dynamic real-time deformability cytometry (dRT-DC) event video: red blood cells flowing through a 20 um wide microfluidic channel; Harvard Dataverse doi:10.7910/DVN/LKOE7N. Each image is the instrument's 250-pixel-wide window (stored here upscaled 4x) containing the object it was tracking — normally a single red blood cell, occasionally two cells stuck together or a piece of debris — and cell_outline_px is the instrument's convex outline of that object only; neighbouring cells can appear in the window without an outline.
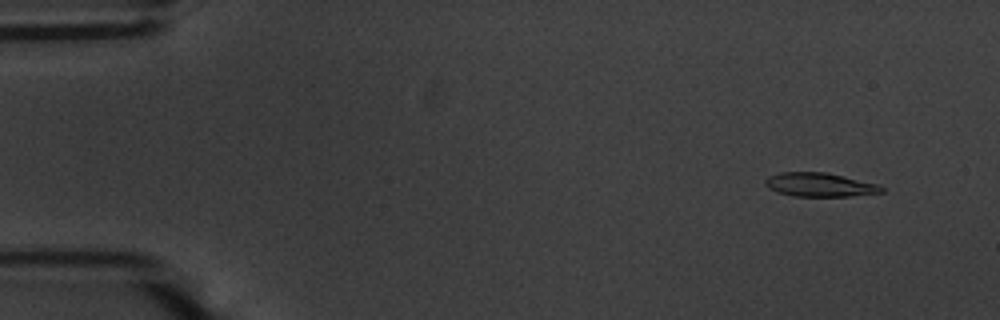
{"species": "common noctule bat (a hibernating species)", "species_latin": "Nyctalus noctula", "temperature_condition": "warm", "stored_images_in_passage": 55, "camera_frame_rate_fps": 3000, "um_per_image_px": 0.085, "animal": {"sex": "male", "body_mass_g": 20.1, "forearm_length_mm": 53.5}, "frame": {"image": 1, "passage_image": 5, "time_ms": 1.333, "image_size_px": [1000, 320], "cell_outline_px": [[884, 192], [848, 196], [792, 196], [776, 192], [768, 188], [764, 184], [764, 180], [768, 176], [780, 172], [828, 172], [880, 184], [884, 188]], "centroid_in_image_um": [69.67, 15.69], "position_along_channel_um": 15.3, "area_um2": 16.42}}
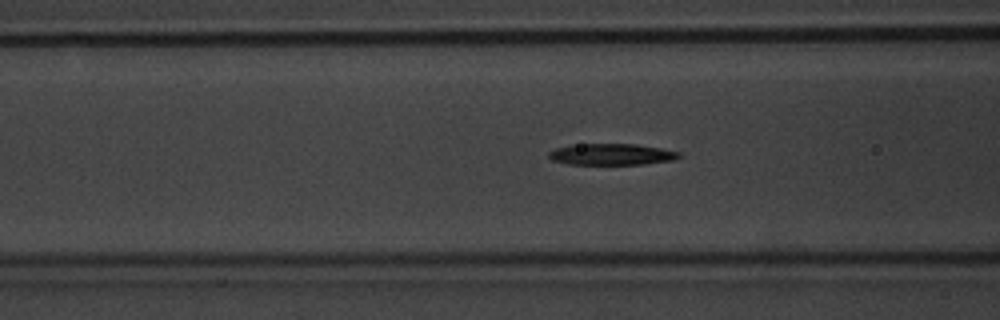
{"frame": {"image": 2, "passage_image": 22, "time_ms": 7.0, "image_size_px": [1000, 320], "cell_outline_px": [[684, 156], [676, 160], [644, 164], [568, 164], [552, 160], [548, 156], [548, 152], [556, 148], [580, 144], [636, 144], [660, 148], [680, 152]], "centroid_in_image_um": [52.05, 13.12], "position_along_channel_um": 114.5, "area_um2": 16.24}}
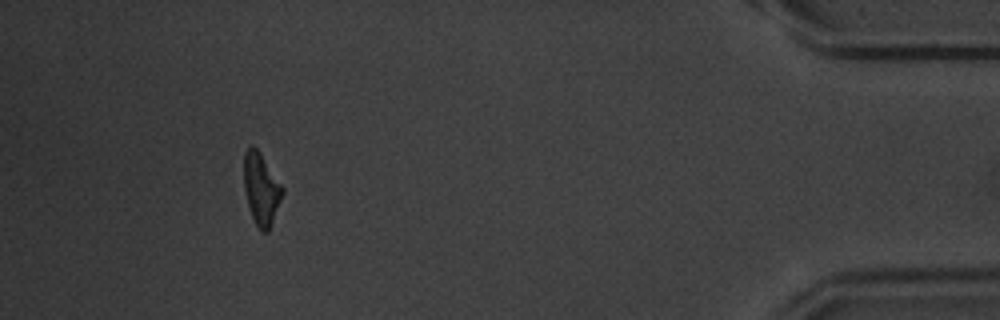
{"frame": {"image": 3, "passage_image": 51, "time_ms": 16.667, "image_size_px": [1000, 320], "cell_outline_px": [[284, 192], [268, 232], [260, 232], [252, 216], [248, 204], [244, 188], [244, 152], [252, 144], [260, 152], [284, 188]], "centroid_in_image_um": [22.2, 16.05], "position_along_channel_um": 413.0, "area_um2": 16.01}, "authors_computed_cell_mechanics": {"area_um2": 16.5886, "velocity_mm_per_s": 3.7045, "shape_relaxation_time_tau1_ms": 4.1059, "shape_relaxation_time_tau2_ms": 9.2941, "deformation_change_tau1": 0.1789, "deformation_change_tau2": 0.2442}}